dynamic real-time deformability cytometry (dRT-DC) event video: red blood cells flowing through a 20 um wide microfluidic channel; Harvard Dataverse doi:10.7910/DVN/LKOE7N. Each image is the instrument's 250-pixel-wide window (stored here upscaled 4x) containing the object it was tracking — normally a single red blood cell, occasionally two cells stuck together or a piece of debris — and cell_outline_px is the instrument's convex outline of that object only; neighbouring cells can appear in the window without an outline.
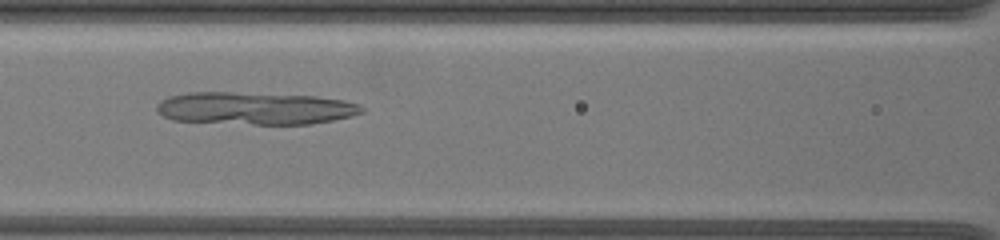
{"species": "common noctule bat (a hibernating species)", "species_latin": "Nyctalus noctula", "temperature_condition": "warm", "stored_images_in_passage": 55, "camera_frame_rate_fps": 3000, "um_per_image_px": 0.085, "animal": {"sex": "female", "body_mass_g": 19.5, "forearm_length_mm": 54.1}, "frame": {"image": 1, "passage_image": 20, "time_ms": 6.333, "image_size_px": [1000, 240], "cell_outline_px": [[364, 112], [352, 116], [312, 124], [252, 124], [172, 120], [164, 116], [156, 108], [156, 104], [160, 100], [168, 96], [188, 92], [232, 92], [316, 96], [344, 100], [360, 104], [364, 108]], "centroid_in_image_um": [21.7, 9.2], "position_along_channel_um": 144.9, "area_um2": 38.96}}
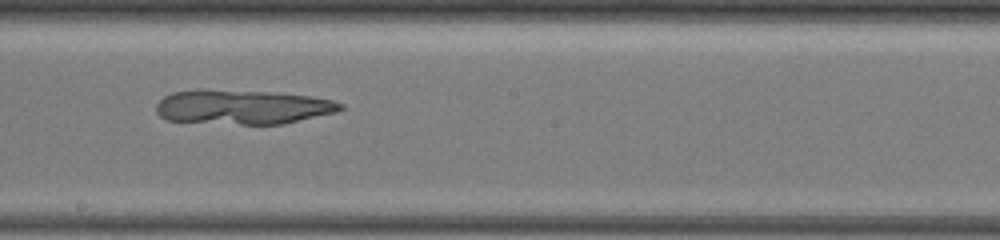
{"frame": {"image": 2, "passage_image": 29, "time_ms": 8.667, "image_size_px": [1000, 240], "cell_outline_px": [[344, 108], [336, 112], [284, 124], [240, 124], [164, 120], [156, 112], [156, 104], [164, 96], [172, 92], [196, 88], [204, 88], [280, 92], [312, 96], [332, 100], [344, 104]], "centroid_in_image_um": [20.6, 9.07], "position_along_channel_um": 227.6, "area_um2": 37.74}}
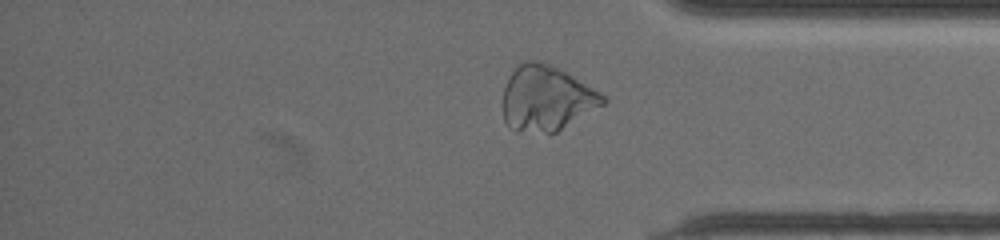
{"frame": {"image": 3, "passage_image": 48, "time_ms": 13.333, "image_size_px": [1000, 240], "cell_outline_px": [[608, 100], [604, 104], [556, 132], [516, 132], [508, 128], [504, 120], [504, 88], [508, 76], [524, 60], [536, 60], [552, 64], [572, 76], [604, 96]], "centroid_in_image_um": [46.4, 8.36], "position_along_channel_um": 388.8, "area_um2": 37.69}}